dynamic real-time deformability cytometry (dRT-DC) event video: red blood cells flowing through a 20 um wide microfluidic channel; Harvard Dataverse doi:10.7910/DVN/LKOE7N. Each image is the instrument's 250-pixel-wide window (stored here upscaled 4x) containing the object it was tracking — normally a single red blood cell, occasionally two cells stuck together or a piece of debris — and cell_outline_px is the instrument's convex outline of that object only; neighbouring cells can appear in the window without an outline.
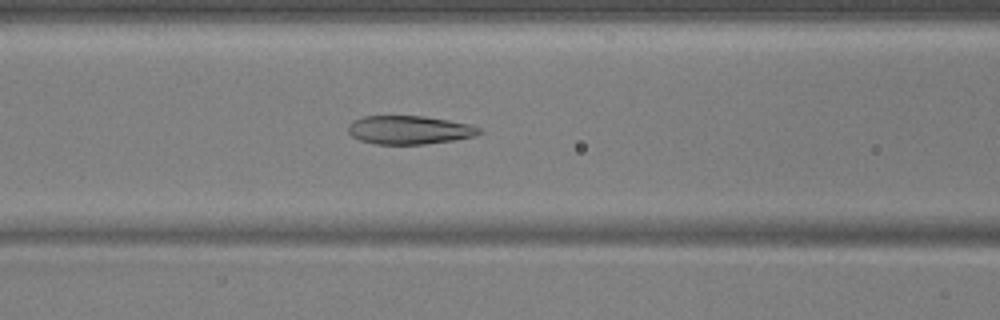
{"species": "common noctule bat (a hibernating species)", "species_latin": "Nyctalus noctula", "temperature_condition": "warm", "stored_images_in_passage": 54, "camera_frame_rate_fps": 3000, "um_per_image_px": 0.085, "animal": {"sex": "male", "body_mass_g": 17.9, "forearm_length_mm": 54.2}, "frame": {"image": 1, "passage_image": 23, "time_ms": 7.333, "image_size_px": [1000, 320], "cell_outline_px": [[484, 132], [476, 136], [452, 140], [424, 144], [376, 144], [360, 140], [352, 136], [348, 132], [348, 124], [352, 120], [364, 116], [424, 116], [448, 120], [468, 124], [480, 128]], "centroid_in_image_um": [34.78, 11.04], "position_along_channel_um": 131.8, "area_um2": 21.79}}
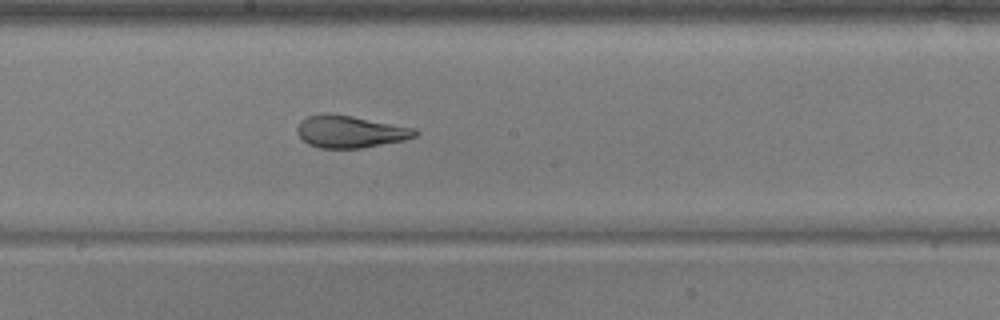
{"frame": {"image": 2, "passage_image": 30, "time_ms": 9.667, "image_size_px": [1000, 320], "cell_outline_px": [[420, 132], [416, 136], [404, 140], [360, 148], [320, 148], [308, 144], [296, 132], [296, 128], [300, 120], [308, 116], [352, 116], [416, 128]], "centroid_in_image_um": [29.81, 11.22], "position_along_channel_um": 218.4, "area_um2": 21.56}}
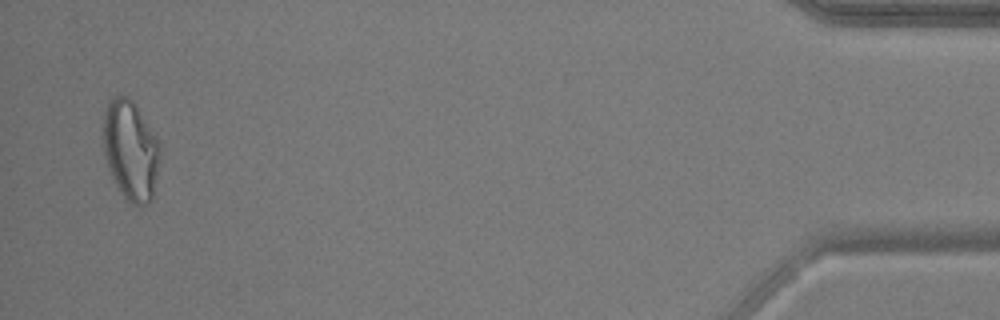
{"frame": {"image": 3, "passage_image": 53, "time_ms": 17.333, "image_size_px": [1000, 320], "cell_outline_px": [[160, 152], [152, 200], [148, 204], [140, 208], [132, 204], [120, 192], [108, 168], [104, 156], [104, 108], [112, 96], [128, 96], [132, 100], [156, 136], [160, 144]], "centroid_in_image_um": [11.1, 12.79], "position_along_channel_um": 424.1, "area_um2": 32.95}, "authors_computed_cell_mechanics": {"area_um2": 24.3338, "velocity_mm_per_s": 3.7152, "shape_relaxation_time_tau1_ms": null, "shape_relaxation_time_tau2_ms": 1.475, "deformation_change_tau1": null, "deformation_change_tau2": 0.0775}}